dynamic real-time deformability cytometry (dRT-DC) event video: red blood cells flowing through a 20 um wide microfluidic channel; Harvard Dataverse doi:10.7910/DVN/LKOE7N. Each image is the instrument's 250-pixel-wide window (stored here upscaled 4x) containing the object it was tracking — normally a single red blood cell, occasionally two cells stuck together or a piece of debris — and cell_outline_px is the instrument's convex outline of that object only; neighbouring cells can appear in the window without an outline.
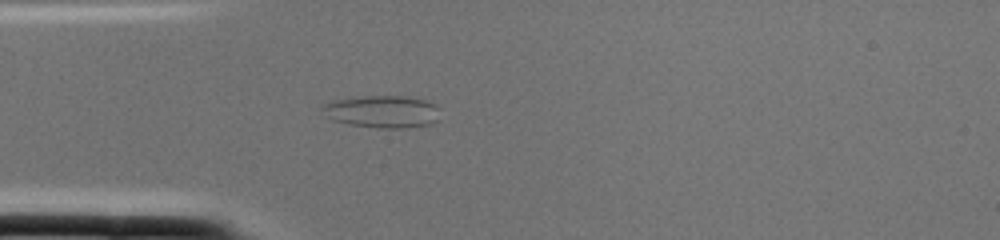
{"species": "common noctule bat (a hibernating species)", "species_latin": "Nyctalus noctula", "temperature_condition": "cold", "stored_images_in_passage": 2, "camera_frame_rate_fps": 3000, "um_per_image_px": 0.085, "animal": {"sex": "female", "body_mass_g": 22.0, "forearm_length_mm": 56.7}, "frame": {"image": 1, "passage_image": 2, "time_ms": 0.333, "image_size_px": [1000, 240], "cell_outline_px": [[440, 108], [436, 120], [432, 124], [408, 128], [380, 128], [352, 124], [332, 120], [320, 108], [320, 104], [332, 100], [364, 96], [404, 96], [424, 100], [436, 104]], "centroid_in_image_um": [32.5, 9.48], "position_along_channel_um": 52.5, "area_um2": 22.25}}